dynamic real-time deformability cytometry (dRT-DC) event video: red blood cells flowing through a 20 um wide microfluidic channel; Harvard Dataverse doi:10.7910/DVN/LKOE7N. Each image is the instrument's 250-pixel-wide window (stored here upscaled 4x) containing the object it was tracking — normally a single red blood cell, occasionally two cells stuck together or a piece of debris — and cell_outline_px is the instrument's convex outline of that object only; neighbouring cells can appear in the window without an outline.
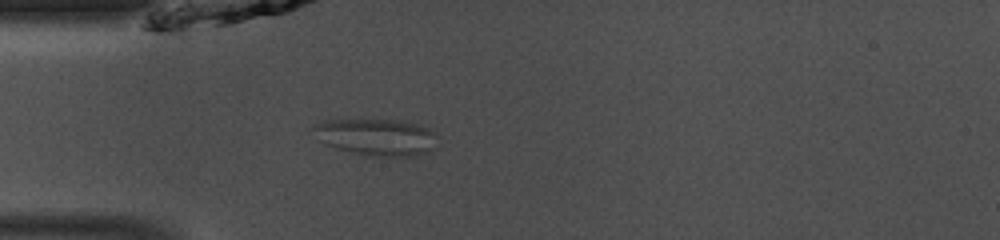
{"species": "common noctule bat (a hibernating species)", "species_latin": "Nyctalus noctula", "temperature_condition": "room temperature", "stored_images_in_passage": 47, "camera_frame_rate_fps": 3000, "um_per_image_px": 0.085, "animal": {"sex": "male", "body_mass_g": 13.0, "forearm_length_mm": 53.1}, "frame": {"image": 1, "passage_image": 12, "time_ms": 3.667, "image_size_px": [1000, 240], "cell_outline_px": [[440, 144], [436, 148], [416, 156], [372, 156], [336, 148], [324, 144], [308, 128], [324, 120], [340, 116], [360, 116], [400, 120], [420, 124], [428, 128], [436, 136]], "centroid_in_image_um": [31.94, 11.57], "position_along_channel_um": 53.1, "area_um2": 28.26}}
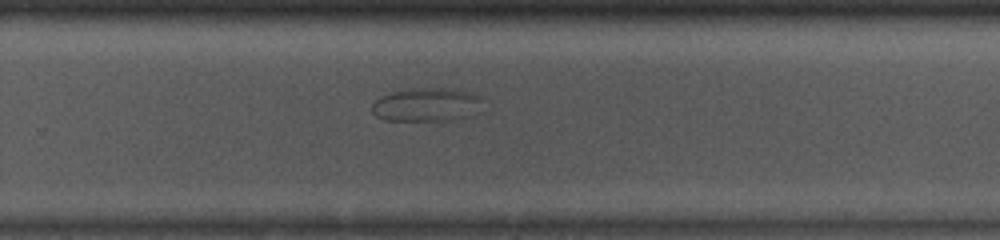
{"frame": {"image": 2, "passage_image": 30, "time_ms": 9.667, "image_size_px": [1000, 240], "cell_outline_px": [[480, 100], [468, 116], [444, 120], [384, 120], [376, 116], [372, 112], [372, 104], [380, 96], [388, 92], [420, 88], [444, 88], [468, 92], [480, 96]], "centroid_in_image_um": [36.12, 8.89], "position_along_channel_um": 293.7, "area_um2": 20.92}}
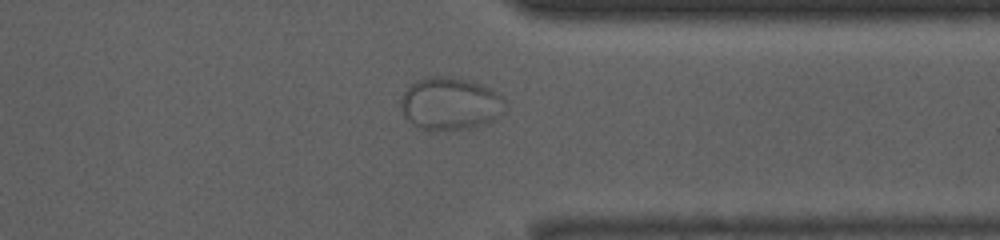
{"frame": {"image": 3, "passage_image": 36, "time_ms": 11.667, "image_size_px": [1000, 240], "cell_outline_px": [[504, 112], [496, 120], [484, 124], [468, 128], [428, 132], [412, 124], [404, 116], [400, 108], [400, 100], [404, 92], [416, 80], [432, 76], [452, 76], [468, 80], [492, 88], [504, 100]], "centroid_in_image_um": [38.25, 8.83], "position_along_channel_um": 373.1, "area_um2": 32.43}}